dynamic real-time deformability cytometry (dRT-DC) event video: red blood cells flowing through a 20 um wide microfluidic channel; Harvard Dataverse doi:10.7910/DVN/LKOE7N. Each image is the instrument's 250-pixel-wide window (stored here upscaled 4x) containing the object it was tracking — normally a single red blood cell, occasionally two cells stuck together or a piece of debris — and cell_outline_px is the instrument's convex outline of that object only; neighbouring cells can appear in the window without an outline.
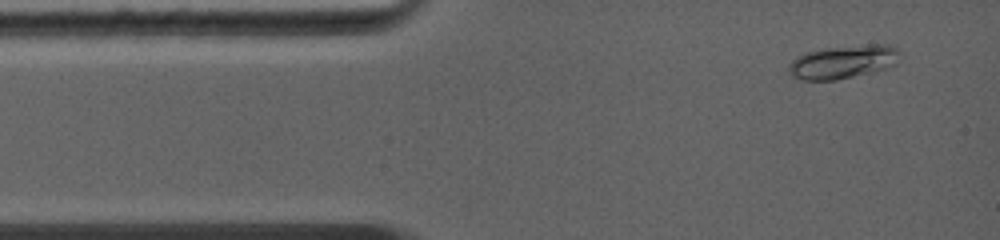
{"species": "common noctule bat (a hibernating species)", "species_latin": "Nyctalus noctula", "temperature_condition": "warm", "stored_images_in_passage": 10, "camera_frame_rate_fps": 5000, "um_per_image_px": 0.085, "animal": {"sex": "female", "body_mass_g": 19.0, "forearm_length_mm": 56.7}, "frame": {"image": 1, "passage_image": 4, "time_ms": 0.6, "image_size_px": [1000, 240], "cell_outline_px": [[896, 64], [852, 76], [836, 80], [804, 80], [796, 76], [788, 68], [788, 64], [792, 60], [808, 52], [828, 48], [880, 44], [892, 48], [896, 52]], "centroid_in_image_um": [71.57, 5.27], "position_along_channel_um": 13.4, "area_um2": 20.23}}
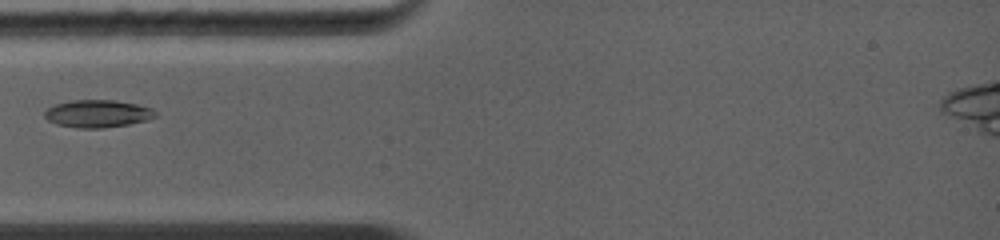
{"frame": {"image": 2, "passage_image": 10, "time_ms": 3.2, "image_size_px": [1000, 240], "cell_outline_px": [[156, 116], [148, 120], [128, 124], [104, 128], [76, 128], [56, 124], [48, 120], [44, 116], [44, 112], [48, 108], [56, 104], [72, 100], [116, 100], [136, 104], [152, 108], [156, 112]], "centroid_in_image_um": [8.3, 9.66], "position_along_channel_um": 76.7, "area_um2": 17.8}}